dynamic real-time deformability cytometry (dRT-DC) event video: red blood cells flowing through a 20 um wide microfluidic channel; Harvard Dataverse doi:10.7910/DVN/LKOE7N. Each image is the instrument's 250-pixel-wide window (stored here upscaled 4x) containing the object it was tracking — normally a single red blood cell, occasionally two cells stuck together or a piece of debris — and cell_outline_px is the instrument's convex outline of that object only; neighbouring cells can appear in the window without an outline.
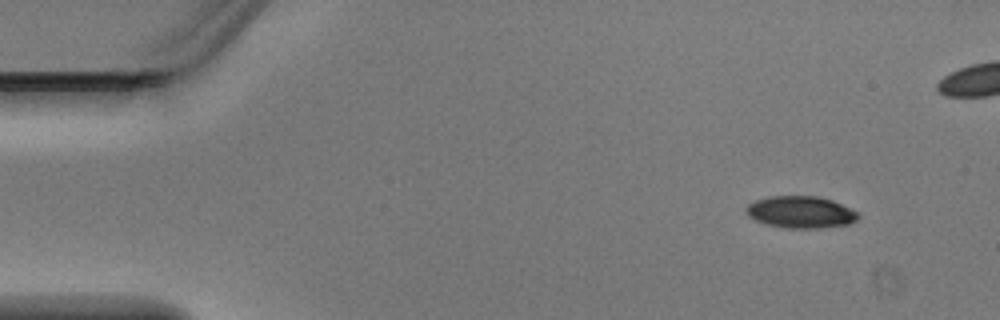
{"species": "Egyptian fruit bat (a non-hibernating species)", "species_latin": "Rousettus aegyptiacus", "temperature_condition": "warm", "stored_images_in_passage": 4, "camera_frame_rate_fps": 3000, "um_per_image_px": 0.085, "animal": {"sex": "male"}, "frame": {"image": 1, "passage_image": 1, "time_ms": 0.0, "image_size_px": [1000, 320], "cell_outline_px": [[860, 216], [852, 224], [820, 228], [788, 228], [768, 224], [756, 220], [748, 216], [744, 208], [748, 204], [756, 200], [768, 196], [816, 196], [832, 200], [860, 212]], "centroid_in_image_um": [68.09, 18.03], "position_along_channel_um": 16.9, "area_um2": 20.98}}